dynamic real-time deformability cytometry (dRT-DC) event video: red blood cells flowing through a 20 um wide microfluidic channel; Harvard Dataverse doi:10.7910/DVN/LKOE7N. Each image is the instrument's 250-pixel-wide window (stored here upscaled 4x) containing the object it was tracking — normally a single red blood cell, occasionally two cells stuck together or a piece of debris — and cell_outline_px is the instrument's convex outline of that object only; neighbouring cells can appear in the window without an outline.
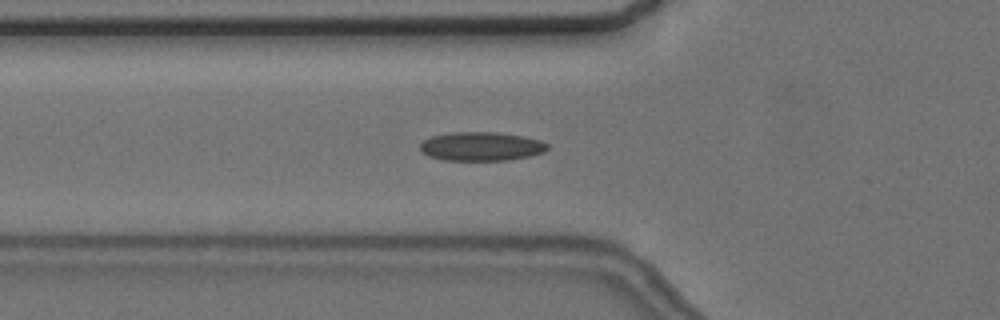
{"species": "common noctule bat (a hibernating species)", "species_latin": "Nyctalus noctula", "temperature_condition": "cold", "stored_images_in_passage": 38, "camera_frame_rate_fps": 3000, "um_per_image_px": 0.085, "animal": {"sex": "female", "body_mass_g": 24.6, "forearm_length_mm": 56.2}, "frame": {"image": 1, "passage_image": 2, "time_ms": 0.333, "image_size_px": [1000, 320], "cell_outline_px": [[548, 148], [544, 152], [532, 156], [508, 160], [444, 160], [428, 156], [420, 152], [420, 144], [424, 140], [432, 136], [452, 132], [496, 132], [524, 136], [540, 140], [548, 144]], "centroid_in_image_um": [40.91, 12.44], "position_along_channel_um": 84.9, "area_um2": 21.56}}
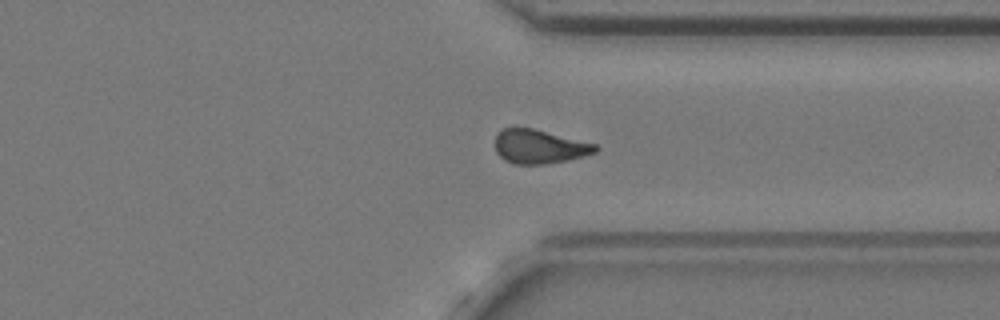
{"frame": {"image": 2, "passage_image": 25, "time_ms": 8.0, "image_size_px": [1000, 320], "cell_outline_px": [[600, 148], [596, 152], [568, 160], [544, 164], [512, 164], [504, 160], [496, 152], [496, 132], [500, 128], [532, 128], [596, 144]], "centroid_in_image_um": [45.82, 12.46], "position_along_channel_um": 365.6, "area_um2": 19.83}}
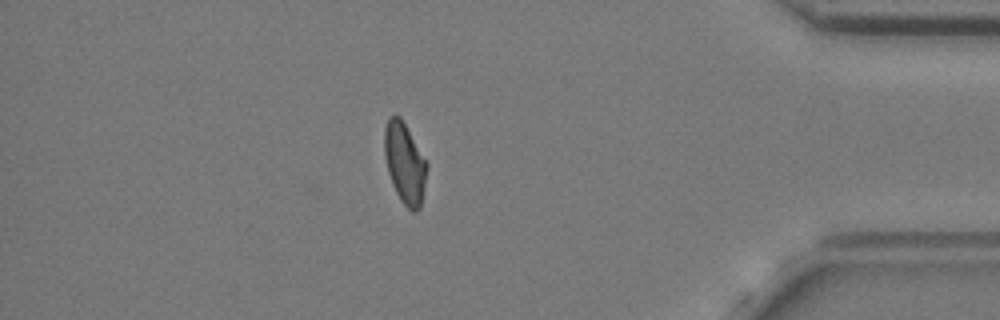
{"frame": {"image": 3, "passage_image": 31, "time_ms": 10.0, "image_size_px": [1000, 320], "cell_outline_px": [[428, 164], [420, 208], [416, 212], [412, 212], [400, 200], [392, 184], [388, 172], [384, 152], [384, 128], [388, 116], [400, 116]], "centroid_in_image_um": [34.38, 13.87], "position_along_channel_um": 400.8, "area_um2": 19.83}, "authors_computed_cell_mechanics": {"area_um2": 19.941, "velocity_mm_per_s": 3.6497, "shape_relaxation_time_tau1_ms": 8.7112, "shape_relaxation_time_tau2_ms": 4.5699, "deformation_change_tau1": 0.136, "deformation_change_tau2": 0.1033}}